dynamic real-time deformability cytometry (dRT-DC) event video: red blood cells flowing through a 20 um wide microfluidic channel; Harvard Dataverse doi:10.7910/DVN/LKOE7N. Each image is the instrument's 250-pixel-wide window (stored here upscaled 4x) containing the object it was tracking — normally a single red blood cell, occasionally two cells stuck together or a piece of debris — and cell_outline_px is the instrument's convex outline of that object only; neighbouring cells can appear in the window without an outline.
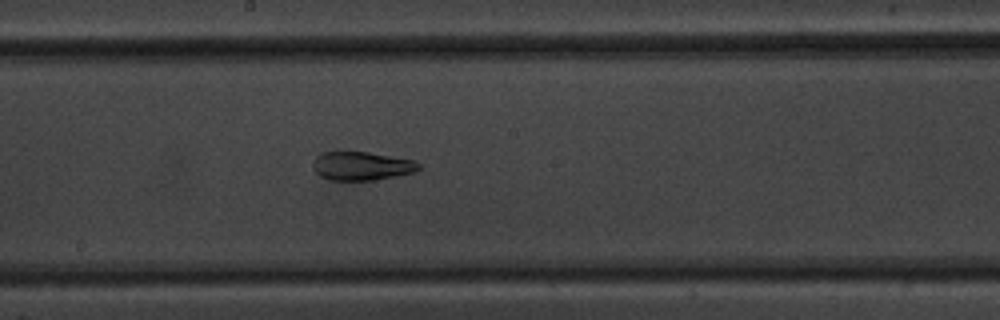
{"species": "common noctule bat (a hibernating species)", "species_latin": "Nyctalus noctula", "temperature_condition": "warm", "stored_images_in_passage": 38, "camera_frame_rate_fps": 3000, "um_per_image_px": 0.085, "animal": {"sex": "male", "body_mass_g": 20.1, "forearm_length_mm": 53.5}, "frame": {"image": 1, "passage_image": 14, "time_ms": 4.333, "image_size_px": [1000, 320], "cell_outline_px": [[420, 168], [412, 172], [396, 176], [376, 180], [328, 180], [320, 176], [312, 168], [312, 164], [316, 156], [320, 152], [368, 152], [416, 160], [420, 164]], "centroid_in_image_um": [30.72, 14.11], "position_along_channel_um": 217.5, "area_um2": 17.74}}
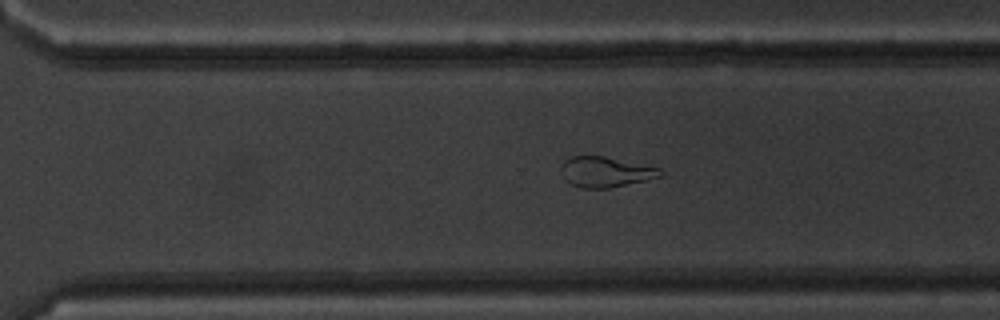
{"frame": {"image": 2, "passage_image": 22, "time_ms": 7.0, "image_size_px": [1000, 320], "cell_outline_px": [[664, 172], [660, 176], [648, 180], [608, 188], [580, 188], [572, 184], [564, 176], [560, 168], [560, 164], [564, 160], [572, 156], [604, 156], [660, 168]], "centroid_in_image_um": [51.47, 14.61], "position_along_channel_um": 319.1, "area_um2": 17.46}}
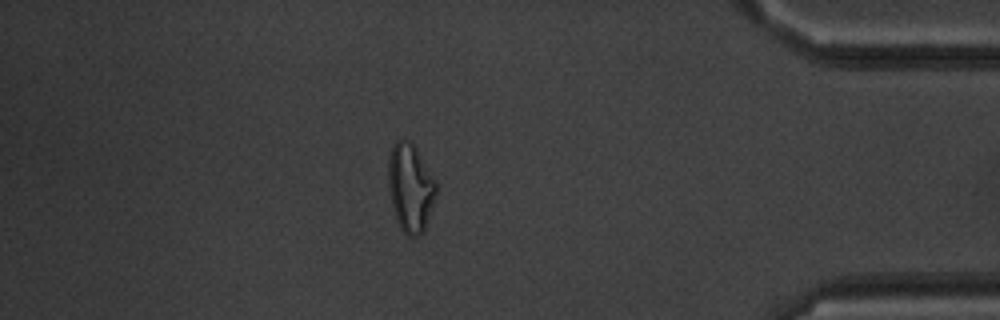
{"frame": {"image": 3, "passage_image": 31, "time_ms": 10.0, "image_size_px": [1000, 320], "cell_outline_px": [[436, 192], [424, 232], [420, 236], [408, 236], [400, 228], [396, 220], [388, 188], [388, 156], [392, 144], [396, 140], [408, 140], [416, 148], [436, 180]], "centroid_in_image_um": [34.86, 15.95], "position_along_channel_um": 400.3, "area_um2": 24.68}, "authors_computed_cell_mechanics": {"area_um2": 20.1433, "velocity_mm_per_s": 3.8397, "shape_relaxation_time_tau1_ms": null, "shape_relaxation_time_tau2_ms": 6.8024, "deformation_change_tau1": null, "deformation_change_tau2": 0.1269}}